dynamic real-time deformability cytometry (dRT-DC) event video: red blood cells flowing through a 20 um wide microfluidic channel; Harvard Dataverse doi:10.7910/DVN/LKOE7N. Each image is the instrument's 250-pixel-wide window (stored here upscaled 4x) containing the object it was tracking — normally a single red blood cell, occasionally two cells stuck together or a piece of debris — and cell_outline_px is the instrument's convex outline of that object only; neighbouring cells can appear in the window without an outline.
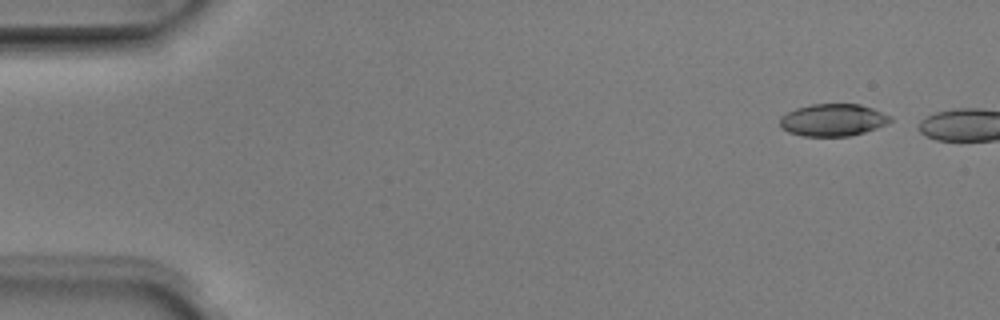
{"species": "Egyptian fruit bat (a non-hibernating species)", "species_latin": "Rousettus aegyptiacus", "temperature_condition": "room temperature", "stored_images_in_passage": 2, "camera_frame_rate_fps": 3000, "um_per_image_px": 0.085, "animal": {"sex": "male"}, "frame": {"image": 1, "passage_image": 1, "time_ms": 0.0, "image_size_px": [1000, 320], "cell_outline_px": [[892, 120], [876, 128], [864, 132], [848, 136], [804, 136], [788, 132], [780, 128], [780, 116], [796, 108], [812, 104], [860, 104], [872, 108], [892, 116]], "centroid_in_image_um": [70.77, 10.19], "position_along_channel_um": 14.2, "area_um2": 20.69}}